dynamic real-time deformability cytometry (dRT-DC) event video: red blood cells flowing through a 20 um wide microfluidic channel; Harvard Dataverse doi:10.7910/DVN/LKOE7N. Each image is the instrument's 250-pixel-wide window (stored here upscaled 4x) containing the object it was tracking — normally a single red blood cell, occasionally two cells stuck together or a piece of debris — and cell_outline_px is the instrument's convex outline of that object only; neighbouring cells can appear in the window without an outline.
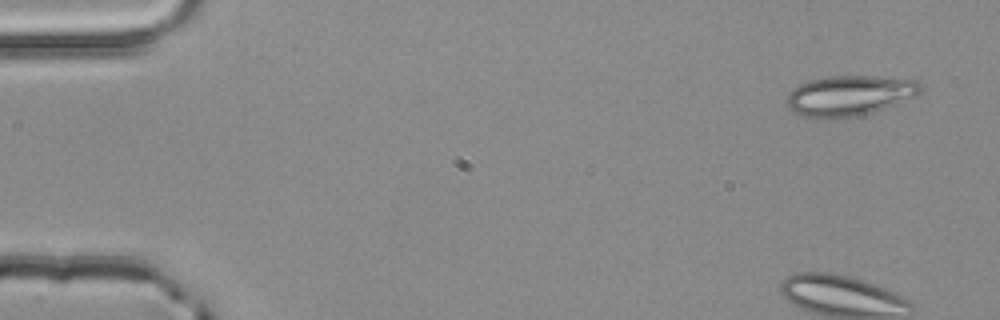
{"species": "common noctule bat (a hibernating species)", "species_latin": "Nyctalus noctula", "temperature_condition": "room temperature", "stored_images_in_passage": 3, "camera_frame_rate_fps": 3000, "um_per_image_px": 0.085, "animal": {"sex": "male", "body_mass_g": 20.4}, "frame": {"image": 1, "passage_image": 1, "time_ms": 0.0, "image_size_px": [1000, 320], "cell_outline_px": [[924, 88], [916, 96], [896, 104], [872, 112], [856, 116], [836, 120], [816, 120], [800, 116], [792, 112], [788, 108], [784, 100], [788, 92], [792, 88], [808, 80], [828, 76], [872, 76], [916, 80]], "centroid_in_image_um": [72.11, 8.16], "position_along_channel_um": 12.9, "area_um2": 32.31}}